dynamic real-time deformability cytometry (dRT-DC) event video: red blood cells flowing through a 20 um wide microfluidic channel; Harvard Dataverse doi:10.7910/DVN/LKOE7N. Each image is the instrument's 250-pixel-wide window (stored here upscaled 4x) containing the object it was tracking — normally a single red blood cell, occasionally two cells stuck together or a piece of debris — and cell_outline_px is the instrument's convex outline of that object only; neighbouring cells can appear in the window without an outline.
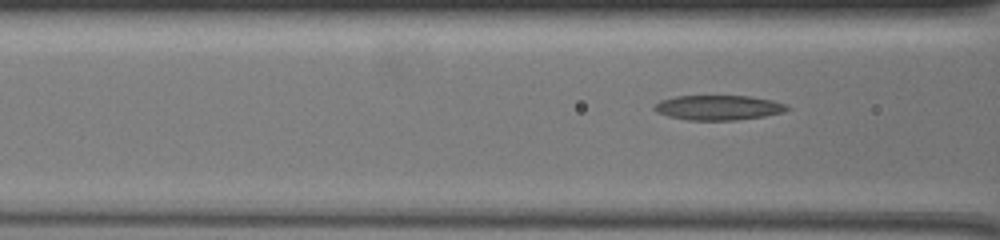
{"species": "common noctule bat (a hibernating species)", "species_latin": "Nyctalus noctula", "temperature_condition": "warm", "stored_images_in_passage": 54, "camera_frame_rate_fps": 3000, "um_per_image_px": 0.085, "animal": {"sex": "female", "body_mass_g": 19.5, "forearm_length_mm": 54.1}, "frame": {"image": 1, "passage_image": 25, "time_ms": 8.0, "image_size_px": [1000, 240], "cell_outline_px": [[792, 108], [784, 112], [764, 116], [736, 120], [688, 120], [668, 116], [656, 112], [652, 108], [660, 100], [676, 96], [748, 96], [772, 100], [784, 104]], "centroid_in_image_um": [61.06, 9.15], "position_along_channel_um": 105.5, "area_um2": 19.19}}
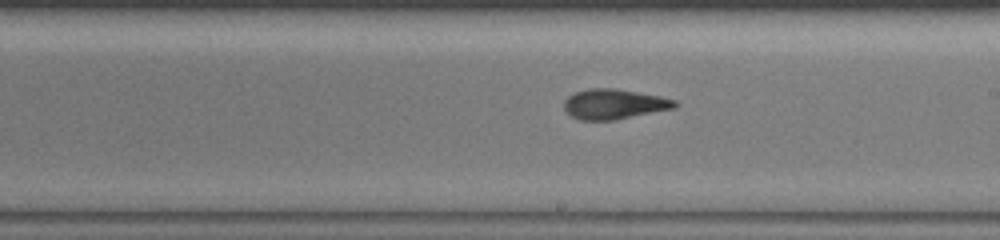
{"frame": {"image": 2, "passage_image": 37, "time_ms": 12.0, "image_size_px": [1000, 240], "cell_outline_px": [[680, 104], [676, 108], [616, 120], [580, 120], [572, 116], [564, 108], [564, 100], [568, 96], [576, 92], [588, 88], [612, 88], [660, 96], [676, 100]], "centroid_in_image_um": [52.23, 8.85], "position_along_channel_um": 236.8, "area_um2": 19.48}}
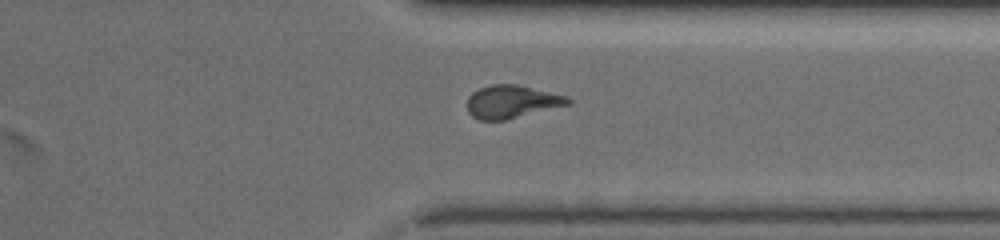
{"frame": {"image": 3, "passage_image": 49, "time_ms": 16.0, "image_size_px": [1000, 240], "cell_outline_px": [[572, 104], [504, 120], [480, 120], [472, 116], [468, 112], [468, 96], [472, 92], [480, 88], [492, 84], [516, 84], [568, 96], [572, 100]], "centroid_in_image_um": [43.52, 8.64], "position_along_channel_um": 367.9, "area_um2": 19.36}}